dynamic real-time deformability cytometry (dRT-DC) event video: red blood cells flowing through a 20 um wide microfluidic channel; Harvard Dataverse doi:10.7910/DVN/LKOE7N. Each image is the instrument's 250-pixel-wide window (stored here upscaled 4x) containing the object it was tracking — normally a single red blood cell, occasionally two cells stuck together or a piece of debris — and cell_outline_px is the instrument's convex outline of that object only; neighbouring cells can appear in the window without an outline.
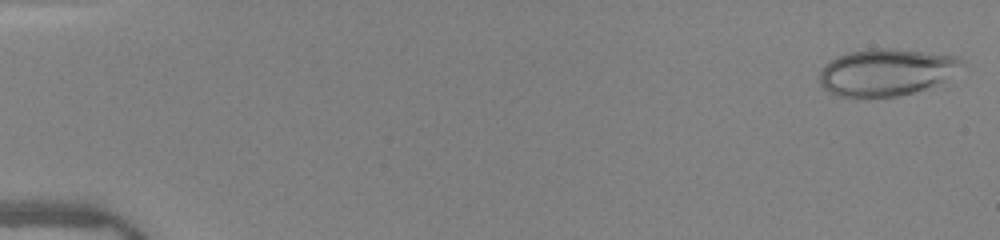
{"species": "human", "species_latin": "Homo sapiens", "temperature_condition": "warm", "stored_images_in_passage": 49, "camera_frame_rate_fps": 3000, "um_per_image_px": 0.085, "donor": {"sex": "female"}, "frame": {"image": 1, "passage_image": 1, "time_ms": 0.0, "image_size_px": [1000, 240], "cell_outline_px": [[968, 68], [944, 88], [896, 96], [836, 96], [828, 92], [820, 84], [820, 72], [824, 64], [836, 56], [848, 52], [872, 48], [892, 48], [960, 56], [964, 60]], "centroid_in_image_um": [75.58, 6.15], "position_along_channel_um": 9.4, "area_um2": 41.04}}
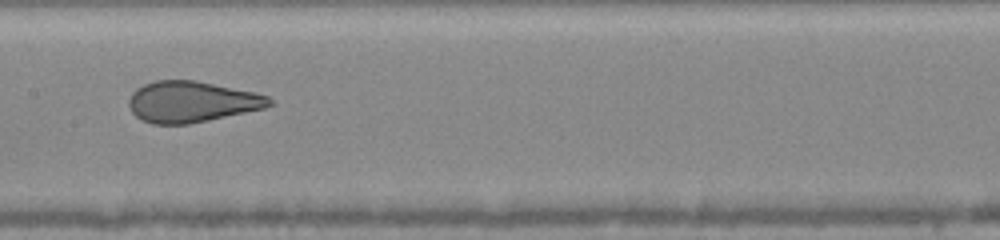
{"frame": {"image": 2, "passage_image": 26, "time_ms": 8.333, "image_size_px": [1000, 240], "cell_outline_px": [[272, 104], [264, 108], [208, 120], [188, 124], [152, 124], [136, 116], [132, 112], [128, 104], [128, 100], [132, 92], [136, 88], [144, 84], [156, 80], [196, 80], [256, 92], [268, 96], [272, 100]], "centroid_in_image_um": [16.28, 8.64], "position_along_channel_um": 191.1, "area_um2": 33.58}}
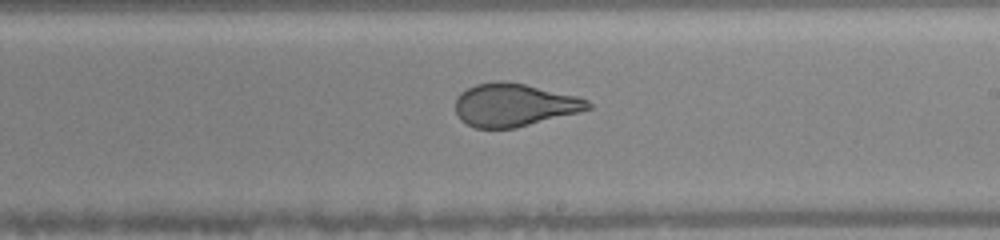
{"frame": {"image": 3, "passage_image": 30, "time_ms": 9.667, "image_size_px": [1000, 240], "cell_outline_px": [[592, 108], [580, 112], [516, 128], [476, 128], [460, 120], [456, 112], [456, 96], [460, 92], [476, 84], [524, 84], [576, 96], [588, 100], [592, 104]], "centroid_in_image_um": [43.72, 8.97], "position_along_channel_um": 245.3, "area_um2": 32.43}, "authors_computed_cell_mechanics": {"area_um2": 37.9746, "velocity_mm_per_s": 4.083, "shape_relaxation_time_tau1_ms": null, "shape_relaxation_time_tau2_ms": 0.7429, "deformation_change_tau1": null, "deformation_change_tau2": 0.0773}}